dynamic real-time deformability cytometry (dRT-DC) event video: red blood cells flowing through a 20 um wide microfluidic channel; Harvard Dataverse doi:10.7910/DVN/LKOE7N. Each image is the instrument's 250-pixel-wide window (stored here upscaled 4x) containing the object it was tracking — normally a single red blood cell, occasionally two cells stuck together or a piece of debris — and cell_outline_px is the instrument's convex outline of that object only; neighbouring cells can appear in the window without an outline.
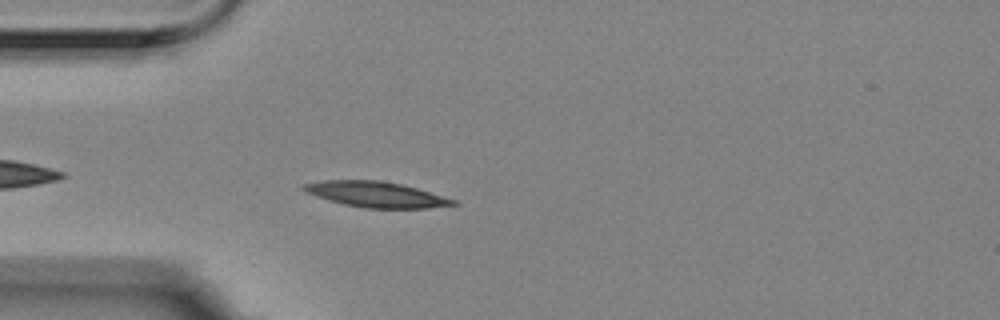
{"species": "Egyptian fruit bat (a non-hibernating species)", "species_latin": "Rousettus aegyptiacus", "temperature_condition": "room temperature", "stored_images_in_passage": 5, "camera_frame_rate_fps": 3000, "um_per_image_px": 0.085, "animal": {"sex": "female"}, "frame": {"image": 1, "passage_image": 5, "time_ms": 1.333, "image_size_px": [1000, 320], "cell_outline_px": [[460, 204], [428, 208], [364, 208], [344, 204], [328, 200], [304, 192], [300, 188], [300, 184], [324, 180], [380, 180], [400, 184], [416, 188], [456, 200]], "centroid_in_image_um": [31.91, 16.52], "position_along_channel_um": 53.1, "area_um2": 22.31}}